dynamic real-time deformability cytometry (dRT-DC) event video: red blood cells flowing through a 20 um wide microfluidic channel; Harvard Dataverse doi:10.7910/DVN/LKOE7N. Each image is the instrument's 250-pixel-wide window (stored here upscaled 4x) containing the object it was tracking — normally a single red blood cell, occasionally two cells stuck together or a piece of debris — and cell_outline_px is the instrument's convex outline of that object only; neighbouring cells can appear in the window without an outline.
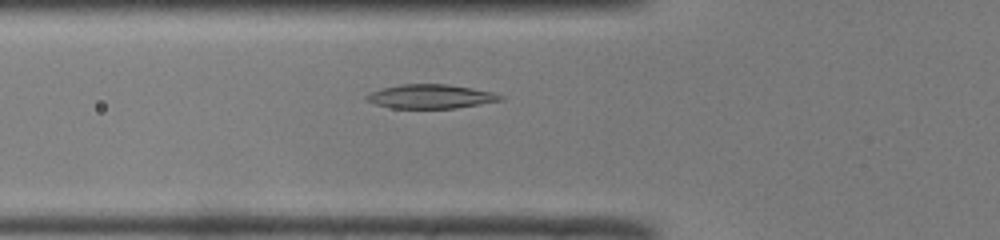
{"species": "common noctule bat (a hibernating species)", "species_latin": "Nyctalus noctula", "temperature_condition": "room temperature", "stored_images_in_passage": 41, "camera_frame_rate_fps": 3000, "um_per_image_px": 0.085, "animal": {"sex": "male", "body_mass_g": 19.0, "forearm_length_mm": 50.8}, "frame": {"image": 1, "passage_image": 11, "time_ms": 3.333, "image_size_px": [1000, 240], "cell_outline_px": [[504, 100], [456, 108], [392, 108], [376, 104], [368, 100], [364, 96], [372, 92], [384, 88], [400, 84], [448, 84], [472, 88], [492, 92], [504, 96]], "centroid_in_image_um": [36.65, 8.2], "position_along_channel_um": 89.1, "area_um2": 18.61}}
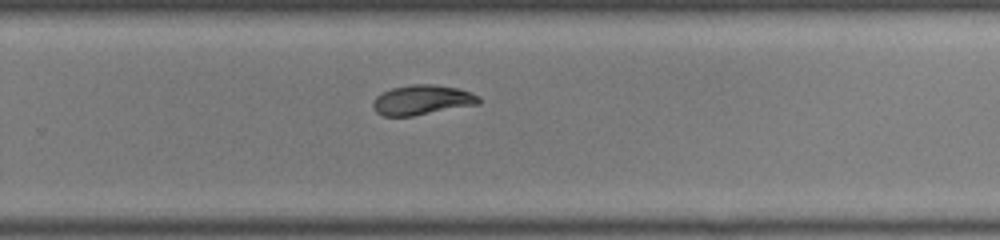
{"frame": {"image": 2, "passage_image": 26, "time_ms": 8.333, "image_size_px": [1000, 240], "cell_outline_px": [[480, 104], [412, 116], [384, 116], [376, 112], [372, 104], [376, 96], [392, 88], [412, 84], [432, 84], [456, 88], [480, 96]], "centroid_in_image_um": [35.88, 8.5], "position_along_channel_um": 293.9, "area_um2": 18.26}}
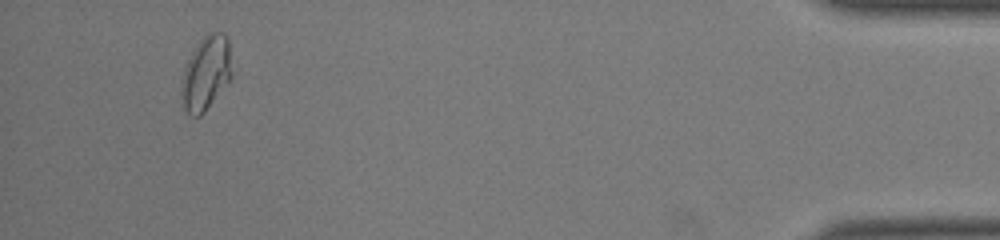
{"frame": {"image": 3, "passage_image": 40, "time_ms": 13.0, "image_size_px": [1000, 240], "cell_outline_px": [[232, 76], [204, 112], [200, 116], [192, 116], [184, 112], [180, 92], [184, 68], [192, 52], [200, 40], [208, 32], [224, 32], [228, 36], [232, 72]], "centroid_in_image_um": [17.5, 6.21], "position_along_channel_um": 417.7, "area_um2": 21.79}}